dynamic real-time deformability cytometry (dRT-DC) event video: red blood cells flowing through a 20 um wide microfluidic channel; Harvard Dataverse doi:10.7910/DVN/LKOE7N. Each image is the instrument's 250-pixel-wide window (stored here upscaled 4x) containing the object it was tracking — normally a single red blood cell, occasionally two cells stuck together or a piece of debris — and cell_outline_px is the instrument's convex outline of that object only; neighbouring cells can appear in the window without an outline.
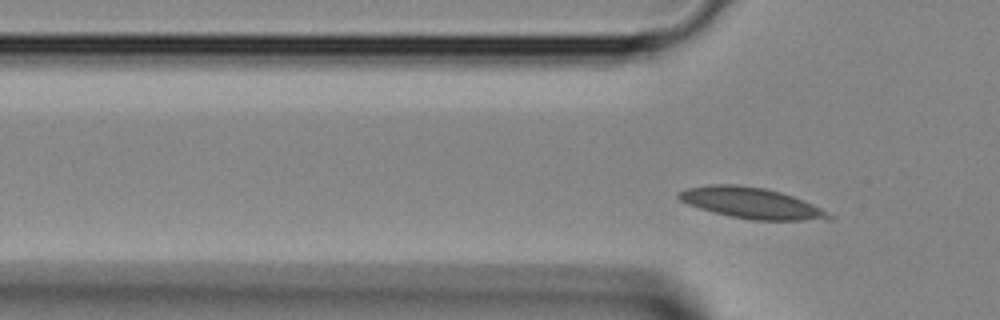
{"species": "Egyptian fruit bat (a non-hibernating species)", "species_latin": "Rousettus aegyptiacus", "temperature_condition": "room temperature", "stored_images_in_passage": 4, "camera_frame_rate_fps": 3000, "um_per_image_px": 0.085, "animal": {"sex": "female"}, "frame": {"image": 1, "passage_image": 4, "time_ms": 1.0, "image_size_px": [1000, 320], "cell_outline_px": [[836, 216], [832, 220], [752, 220], [712, 212], [688, 204], [680, 200], [676, 196], [676, 192], [688, 188], [708, 184], [736, 184], [764, 188], [780, 192], [792, 196], [812, 204]], "centroid_in_image_um": [63.87, 17.26], "position_along_channel_um": 61.9, "area_um2": 27.05}}